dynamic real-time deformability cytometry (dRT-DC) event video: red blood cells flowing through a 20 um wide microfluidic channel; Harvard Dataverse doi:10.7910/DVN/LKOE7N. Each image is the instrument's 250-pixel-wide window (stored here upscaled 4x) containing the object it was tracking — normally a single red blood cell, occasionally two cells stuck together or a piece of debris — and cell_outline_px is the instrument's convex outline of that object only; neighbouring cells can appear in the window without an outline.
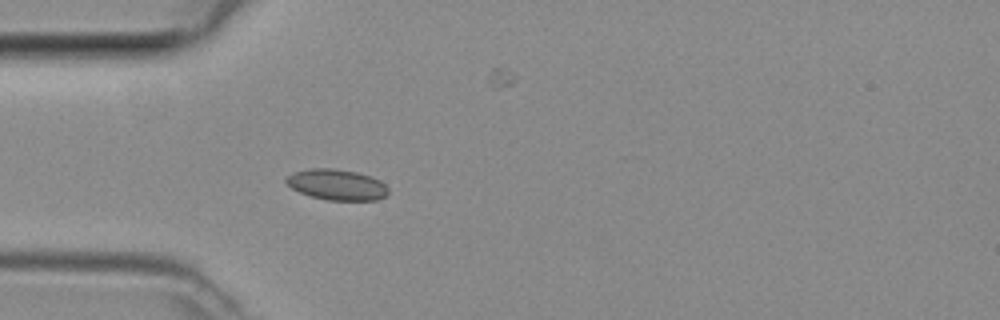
{"species": "common noctule bat (a hibernating species)", "species_latin": "Nyctalus noctula", "temperature_condition": "room temperature", "stored_images_in_passage": 36, "camera_frame_rate_fps": 3000, "um_per_image_px": 0.085, "animal": {"sex": "female", "body_mass_g": 29.2, "forearm_length_mm": 56.3}, "frame": {"image": 1, "passage_image": 1, "time_ms": 0.0, "image_size_px": [1000, 320], "cell_outline_px": [[388, 196], [376, 200], [328, 200], [312, 196], [300, 192], [292, 188], [284, 180], [284, 176], [292, 172], [308, 168], [332, 168], [356, 172], [380, 180], [388, 188]], "centroid_in_image_um": [28.6, 15.69], "position_along_channel_um": 56.4, "area_um2": 18.38}}
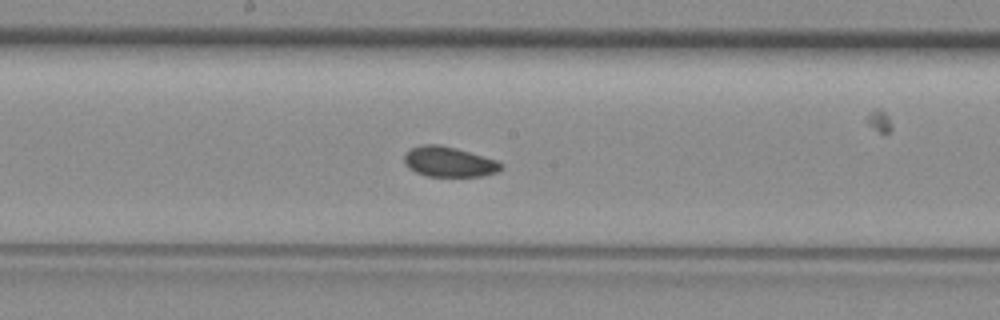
{"frame": {"image": 2, "passage_image": 12, "time_ms": 3.667, "image_size_px": [1000, 320], "cell_outline_px": [[504, 168], [496, 172], [480, 176], [428, 176], [416, 172], [408, 168], [404, 164], [404, 152], [420, 144], [440, 144], [456, 148], [484, 156], [496, 160], [504, 164]], "centroid_in_image_um": [38.14, 13.74], "position_along_channel_um": 210.1, "area_um2": 17.17}}
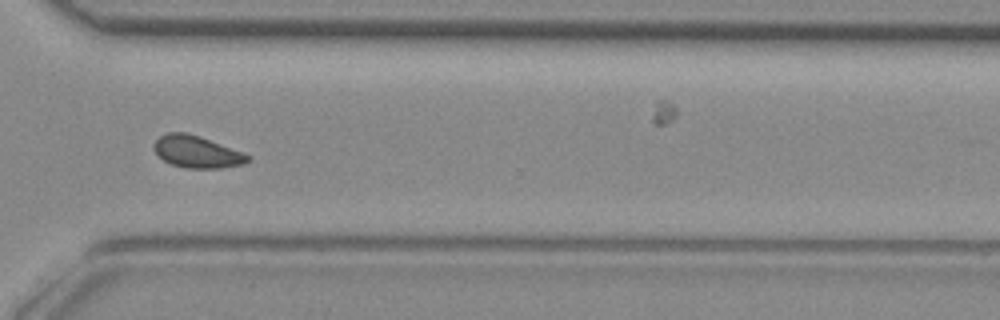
{"frame": {"image": 3, "passage_image": 22, "time_ms": 7.0, "image_size_px": [1000, 320], "cell_outline_px": [[252, 160], [244, 164], [220, 168], [184, 168], [172, 164], [164, 160], [152, 148], [152, 144], [160, 136], [168, 132], [184, 132], [200, 136], [244, 152], [252, 156]], "centroid_in_image_um": [16.77, 12.9], "position_along_channel_um": 353.8, "area_um2": 17.69}}